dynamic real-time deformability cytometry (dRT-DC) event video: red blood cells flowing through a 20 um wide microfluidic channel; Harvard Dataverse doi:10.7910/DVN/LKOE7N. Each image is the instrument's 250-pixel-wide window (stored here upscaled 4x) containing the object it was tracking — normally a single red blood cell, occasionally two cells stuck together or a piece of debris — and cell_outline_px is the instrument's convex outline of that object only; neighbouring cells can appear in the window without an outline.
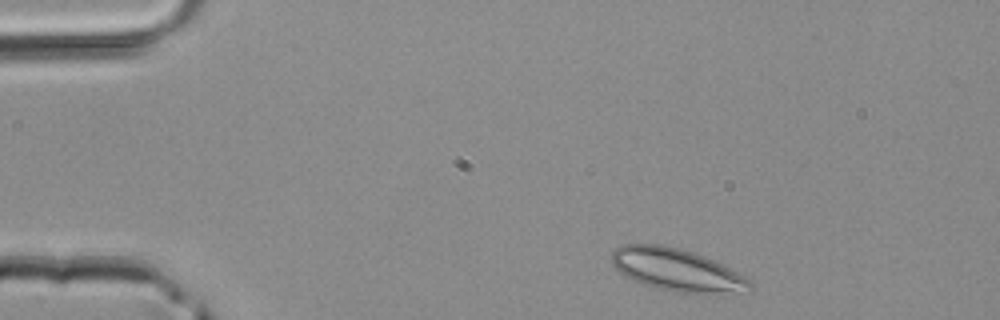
{"species": "common noctule bat (a hibernating species)", "species_latin": "Nyctalus noctula", "temperature_condition": "room temperature", "stored_images_in_passage": 2, "camera_frame_rate_fps": 3000, "um_per_image_px": 0.085, "animal": {"sex": "male", "body_mass_g": 20.4}, "frame": {"image": 1, "passage_image": 1, "time_ms": 0.0, "image_size_px": [1000, 320], "cell_outline_px": [[752, 288], [748, 292], [724, 296], [676, 292], [656, 288], [632, 280], [624, 276], [612, 264], [612, 252], [620, 244], [664, 244], [680, 248], [704, 256], [744, 276], [752, 284]], "centroid_in_image_um": [57.57, 22.98], "position_along_channel_um": 27.4, "area_um2": 34.85}}